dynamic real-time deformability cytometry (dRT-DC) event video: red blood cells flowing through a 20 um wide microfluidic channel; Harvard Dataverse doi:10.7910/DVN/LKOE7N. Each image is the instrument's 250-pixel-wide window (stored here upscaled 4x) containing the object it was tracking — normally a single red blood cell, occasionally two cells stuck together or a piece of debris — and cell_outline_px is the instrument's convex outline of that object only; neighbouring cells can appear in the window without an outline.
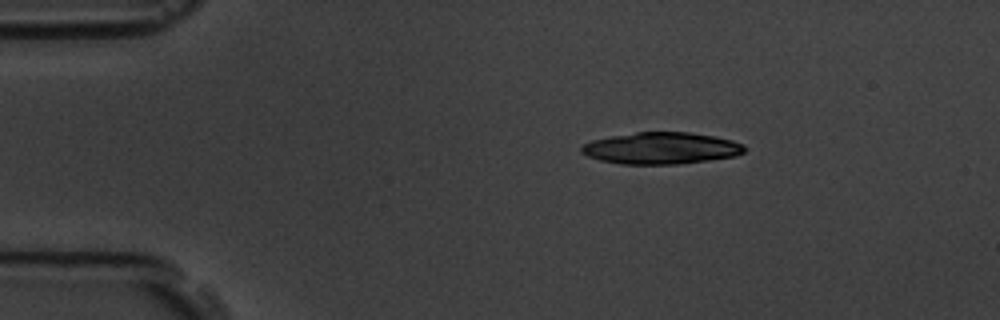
{"species": "common noctule bat (a hibernating species)", "species_latin": "Nyctalus noctula", "temperature_condition": "room temperature", "stored_images_in_passage": 2, "camera_frame_rate_fps": 3000, "um_per_image_px": 0.085, "animal": {"sex": "male", "body_mass_g": 19.5, "forearm_length_mm": 54.6}, "frame": {"image": 1, "passage_image": 1, "time_ms": 0.0, "image_size_px": [1000, 320], "cell_outline_px": [[748, 148], [744, 152], [736, 156], [708, 160], [676, 164], [620, 164], [600, 160], [588, 156], [580, 152], [580, 148], [584, 144], [592, 140], [612, 136], [636, 132], [688, 132], [716, 136], [732, 140], [744, 144]], "centroid_in_image_um": [56.23, 12.59], "position_along_channel_um": 28.8, "area_um2": 30.23}}